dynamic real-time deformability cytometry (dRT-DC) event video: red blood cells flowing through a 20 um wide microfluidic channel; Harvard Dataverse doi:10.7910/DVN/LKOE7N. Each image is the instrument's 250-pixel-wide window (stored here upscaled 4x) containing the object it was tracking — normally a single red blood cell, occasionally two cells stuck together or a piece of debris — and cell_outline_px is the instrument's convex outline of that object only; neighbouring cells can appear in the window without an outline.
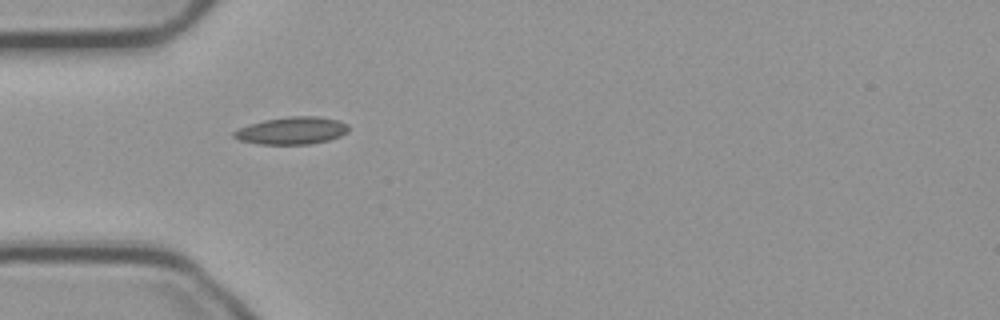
{"species": "common noctule bat (a hibernating species)", "species_latin": "Nyctalus noctula", "temperature_condition": "cold", "stored_images_in_passage": 4, "camera_frame_rate_fps": 3000, "um_per_image_px": 0.085, "animal": {"sex": "male", "body_mass_g": 23.1, "forearm_length_mm": 52.7}, "frame": {"image": 1, "passage_image": 1, "time_ms": 0.0, "image_size_px": [1000, 320], "cell_outline_px": [[348, 132], [340, 136], [328, 140], [308, 144], [260, 144], [240, 140], [232, 136], [232, 132], [240, 128], [264, 120], [288, 116], [320, 116], [340, 120], [348, 124]], "centroid_in_image_um": [24.85, 11.09], "position_along_channel_um": 60.2, "area_um2": 18.26}}
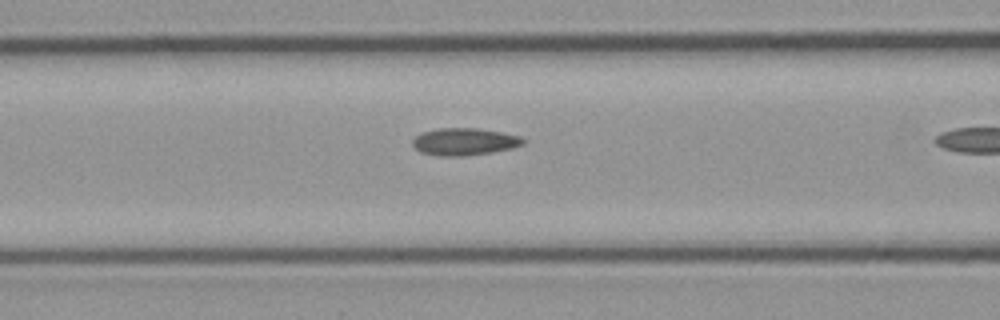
{"frame": {"image": 2, "passage_image": 3, "time_ms": 0.667, "image_size_px": [1000, 320], "cell_outline_px": [[528, 140], [524, 144], [512, 148], [492, 152], [464, 156], [440, 156], [420, 152], [412, 144], [412, 140], [416, 136], [424, 132], [436, 128], [476, 128], [500, 132], [520, 136]], "centroid_in_image_um": [39.49, 12.04], "position_along_channel_um": 127.1, "area_um2": 17.57}}